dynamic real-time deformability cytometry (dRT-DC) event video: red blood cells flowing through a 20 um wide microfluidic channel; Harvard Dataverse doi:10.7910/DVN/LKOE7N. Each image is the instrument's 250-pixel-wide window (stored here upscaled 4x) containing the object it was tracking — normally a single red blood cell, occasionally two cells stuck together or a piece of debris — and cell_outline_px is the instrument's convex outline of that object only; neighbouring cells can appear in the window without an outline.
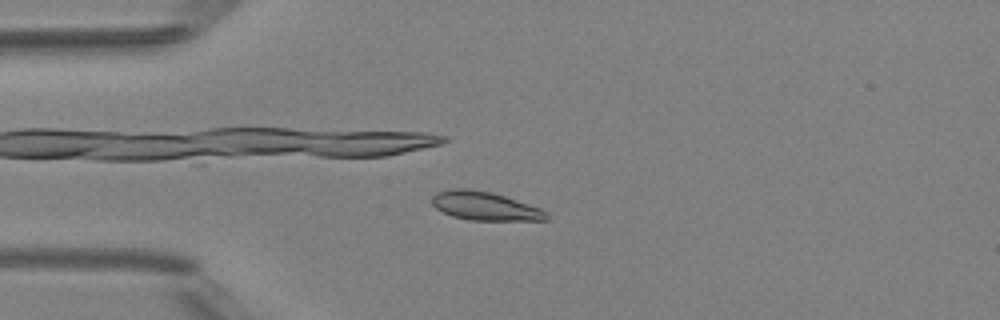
{"species": "Egyptian fruit bat (a non-hibernating species)", "species_latin": "Rousettus aegyptiacus", "temperature_condition": "room temperature", "stored_images_in_passage": 49, "camera_frame_rate_fps": 3000, "um_per_image_px": 0.085, "animal": {"sex": "female"}, "frame": {"image": 1, "passage_image": 12, "time_ms": 3.667, "image_size_px": [1000, 320], "cell_outline_px": [[548, 220], [468, 220], [452, 216], [436, 208], [432, 204], [432, 196], [436, 192], [452, 188], [468, 188], [492, 192], [540, 208], [548, 212]], "centroid_in_image_um": [41.19, 17.51], "position_along_channel_um": 43.8, "area_um2": 19.07}}
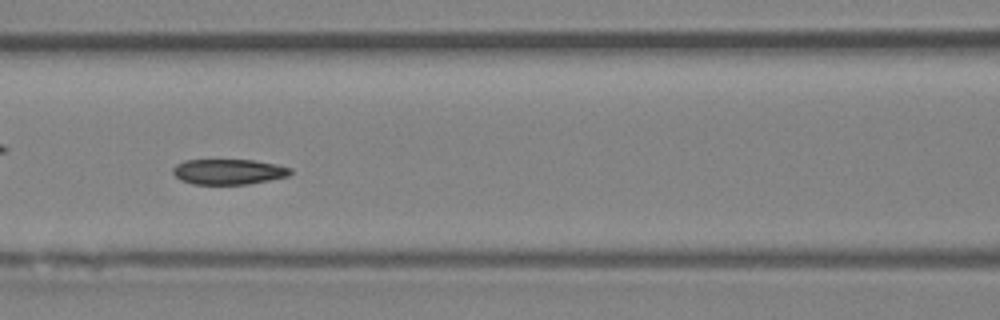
{"frame": {"image": 2, "passage_image": 21, "time_ms": 6.667, "image_size_px": [1000, 320], "cell_outline_px": [[292, 172], [288, 176], [248, 184], [192, 184], [180, 180], [172, 172], [172, 168], [176, 164], [184, 160], [252, 160], [276, 164], [292, 168]], "centroid_in_image_um": [19.4, 14.59], "position_along_channel_um": 147.2, "area_um2": 17.4}}
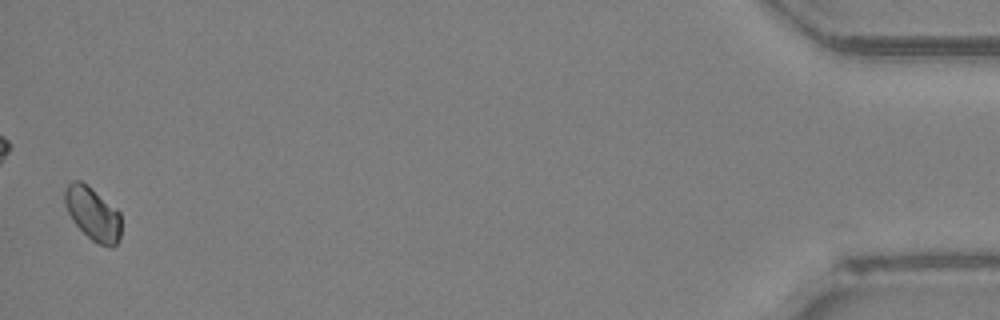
{"frame": {"image": 3, "passage_image": 48, "time_ms": 15.667, "image_size_px": [1000, 320], "cell_outline_px": [[120, 240], [112, 248], [108, 248], [92, 240], [72, 220], [64, 204], [64, 192], [68, 184], [72, 180], [80, 180], [116, 208], [120, 212]], "centroid_in_image_um": [7.89, 18.18], "position_along_channel_um": 427.3, "area_um2": 17.34}}